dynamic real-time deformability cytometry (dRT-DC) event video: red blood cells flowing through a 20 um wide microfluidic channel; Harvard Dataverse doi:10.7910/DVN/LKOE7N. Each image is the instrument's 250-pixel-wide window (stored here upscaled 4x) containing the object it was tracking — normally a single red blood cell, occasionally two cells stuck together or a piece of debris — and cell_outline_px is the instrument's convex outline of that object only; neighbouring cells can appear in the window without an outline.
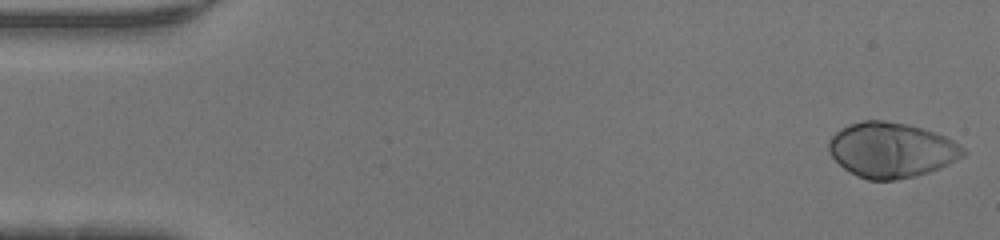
{"species": "human", "species_latin": "Homo sapiens", "temperature_condition": "warm", "stored_images_in_passage": 46, "camera_frame_rate_fps": 3000, "um_per_image_px": 0.085, "donor": {"sex": "male"}, "frame": {"image": 1, "passage_image": 1, "time_ms": 0.0, "image_size_px": [1000, 240], "cell_outline_px": [[968, 152], [964, 156], [948, 164], [928, 172], [916, 176], [896, 180], [868, 180], [856, 176], [844, 168], [828, 152], [828, 140], [840, 128], [848, 124], [864, 120], [884, 120], [904, 124], [920, 128], [944, 136], [952, 140], [964, 148]], "centroid_in_image_um": [75.74, 12.75], "position_along_channel_um": 9.3, "area_um2": 43.06}}
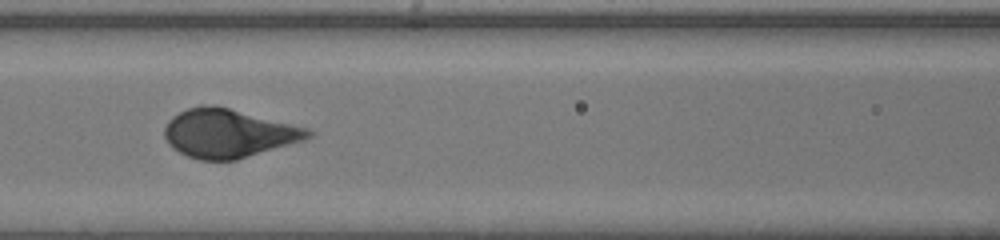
{"frame": {"image": 2, "passage_image": 20, "time_ms": 6.333, "image_size_px": [1000, 240], "cell_outline_px": [[312, 136], [304, 140], [236, 160], [200, 160], [188, 156], [172, 148], [168, 144], [164, 136], [164, 128], [168, 120], [172, 116], [188, 108], [200, 104], [216, 104], [308, 128], [312, 132]], "centroid_in_image_um": [19.38, 11.31], "position_along_channel_um": 147.2, "area_um2": 40.81}}
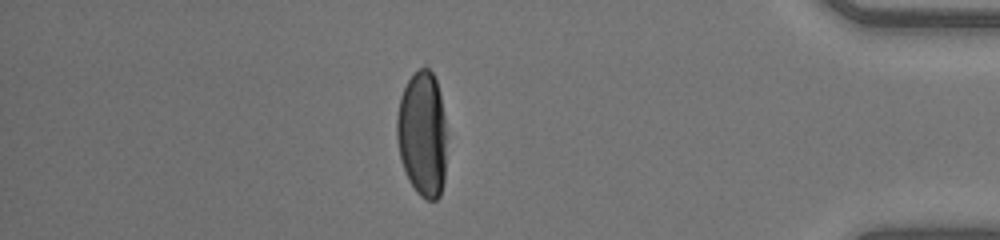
{"frame": {"image": 3, "passage_image": 40, "time_ms": 13.0, "image_size_px": [1000, 240], "cell_outline_px": [[444, 180], [440, 196], [436, 200], [424, 200], [416, 192], [408, 180], [400, 156], [396, 136], [396, 116], [400, 96], [408, 80], [420, 68], [428, 68], [432, 72], [436, 80], [440, 96], [444, 116]], "centroid_in_image_um": [35.87, 11.42], "position_along_channel_um": 399.3, "area_um2": 36.18}}